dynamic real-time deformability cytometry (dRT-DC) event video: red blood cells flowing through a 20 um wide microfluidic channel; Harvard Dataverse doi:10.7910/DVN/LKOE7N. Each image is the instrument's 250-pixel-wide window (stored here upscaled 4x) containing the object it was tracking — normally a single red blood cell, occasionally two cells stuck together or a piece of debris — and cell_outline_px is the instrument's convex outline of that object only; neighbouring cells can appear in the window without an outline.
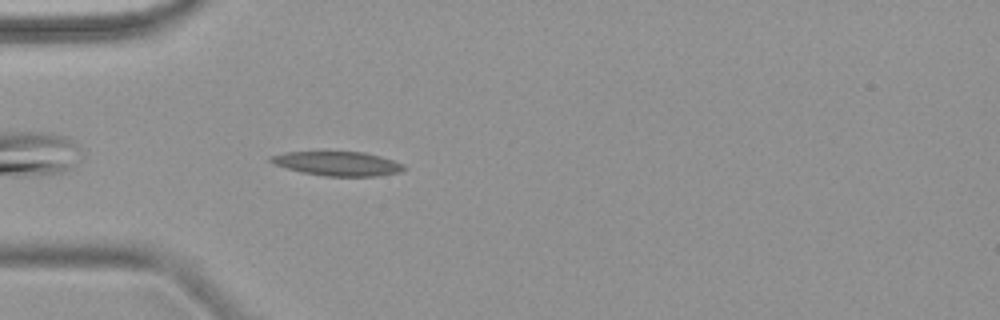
{"species": "common noctule bat (a hibernating species)", "species_latin": "Nyctalus noctula", "temperature_condition": "warm", "stored_images_in_passage": 1, "camera_frame_rate_fps": 3000, "um_per_image_px": 0.085, "animal": {"sex": "female", "body_mass_g": 18.4}, "frame": {"image": 1, "passage_image": 1, "time_ms": 0.0, "image_size_px": [1000, 320], "cell_outline_px": [[408, 168], [400, 172], [376, 176], [324, 176], [304, 172], [288, 168], [276, 164], [268, 160], [268, 156], [284, 152], [364, 152], [380, 156], [404, 164]], "centroid_in_image_um": [28.73, 13.9], "position_along_channel_um": 56.3, "area_um2": 18.67}}